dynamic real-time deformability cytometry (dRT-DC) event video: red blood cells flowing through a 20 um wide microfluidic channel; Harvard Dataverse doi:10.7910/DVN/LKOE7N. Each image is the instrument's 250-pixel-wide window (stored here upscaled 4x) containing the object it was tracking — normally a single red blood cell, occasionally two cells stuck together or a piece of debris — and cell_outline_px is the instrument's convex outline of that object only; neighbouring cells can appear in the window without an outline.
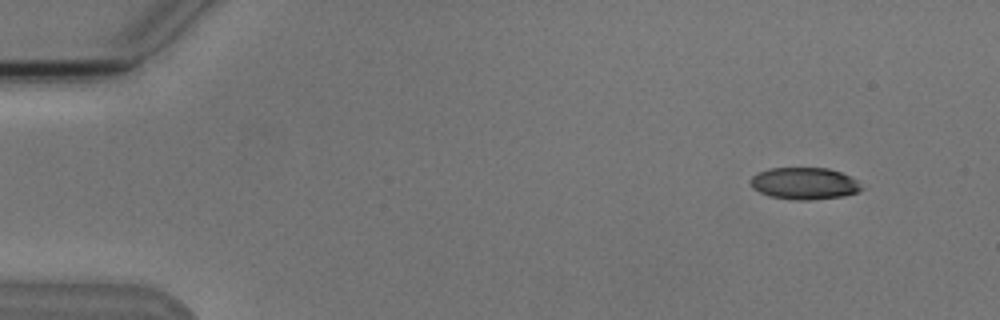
{"species": "Egyptian fruit bat (a non-hibernating species)", "species_latin": "Rousettus aegyptiacus", "temperature_condition": "cold", "stored_images_in_passage": 4, "camera_frame_rate_fps": 3000, "um_per_image_px": 0.085, "animal": {"sex": "male"}, "frame": {"image": 1, "passage_image": 1, "time_ms": 0.0, "image_size_px": [1000, 320], "cell_outline_px": [[864, 188], [860, 192], [844, 196], [812, 200], [792, 200], [768, 196], [752, 188], [752, 176], [768, 168], [828, 168], [840, 172], [856, 180]], "centroid_in_image_um": [68.39, 15.61], "position_along_channel_um": 16.6, "area_um2": 20.69}}